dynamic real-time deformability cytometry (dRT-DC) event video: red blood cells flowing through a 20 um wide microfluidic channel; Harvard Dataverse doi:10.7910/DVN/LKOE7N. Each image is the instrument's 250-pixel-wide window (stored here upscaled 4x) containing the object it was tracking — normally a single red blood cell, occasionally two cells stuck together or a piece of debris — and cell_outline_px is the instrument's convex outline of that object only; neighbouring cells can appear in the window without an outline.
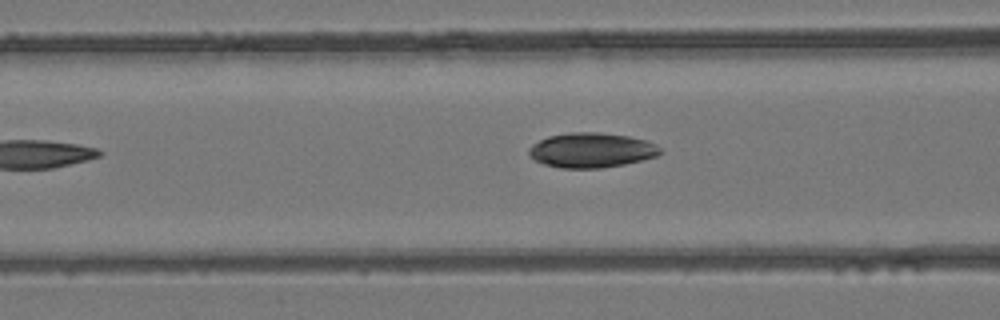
{"species": "common noctule bat (a hibernating species)", "species_latin": "Nyctalus noctula", "temperature_condition": "room temperature", "stored_images_in_passage": 3, "camera_frame_rate_fps": 3000, "um_per_image_px": 0.085, "animal": {"sex": "female", "body_mass_g": 24.6, "forearm_length_mm": 56.2}, "frame": {"image": 1, "passage_image": 3, "time_ms": 0.667, "image_size_px": [1000, 320], "cell_outline_px": [[664, 152], [656, 156], [624, 164], [600, 168], [560, 168], [544, 164], [528, 156], [528, 148], [532, 144], [548, 136], [572, 132], [600, 132], [628, 136], [644, 140], [656, 144]], "centroid_in_image_um": [50.25, 12.76], "position_along_channel_um": 116.3, "area_um2": 26.65}}